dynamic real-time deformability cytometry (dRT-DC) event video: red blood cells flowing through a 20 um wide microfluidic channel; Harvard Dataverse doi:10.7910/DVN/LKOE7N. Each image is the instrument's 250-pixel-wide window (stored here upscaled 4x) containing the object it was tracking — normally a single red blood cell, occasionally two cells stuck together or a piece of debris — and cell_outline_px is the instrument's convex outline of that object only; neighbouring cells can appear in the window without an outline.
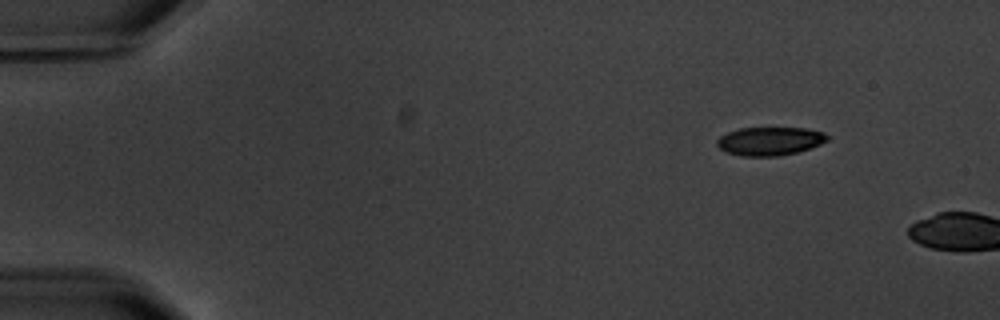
{"species": "common noctule bat (a hibernating species)", "species_latin": "Nyctalus noctula", "temperature_condition": "warm", "stored_images_in_passage": 2, "camera_frame_rate_fps": 3000, "um_per_image_px": 0.085, "animal": {"sex": "male", "body_mass_g": 20.1, "forearm_length_mm": 53.5}, "frame": {"image": 1, "passage_image": 1, "time_ms": 0.0, "image_size_px": [1000, 320], "cell_outline_px": [[828, 140], [820, 144], [796, 152], [780, 156], [740, 156], [724, 152], [716, 144], [716, 140], [720, 136], [728, 132], [740, 128], [804, 128], [824, 132], [828, 136]], "centroid_in_image_um": [65.4, 12.0], "position_along_channel_um": 19.6, "area_um2": 18.26}}